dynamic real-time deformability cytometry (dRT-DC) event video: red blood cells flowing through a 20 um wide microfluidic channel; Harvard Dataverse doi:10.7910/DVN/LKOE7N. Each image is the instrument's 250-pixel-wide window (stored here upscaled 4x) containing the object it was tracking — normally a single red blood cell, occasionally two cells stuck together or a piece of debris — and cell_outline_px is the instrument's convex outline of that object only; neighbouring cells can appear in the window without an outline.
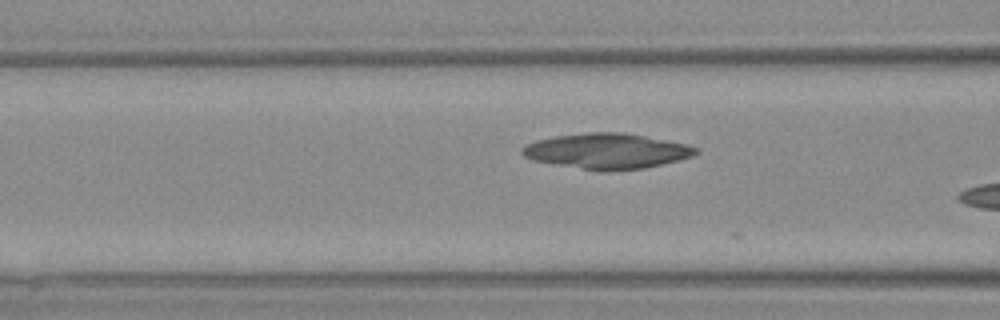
{"species": "Egyptian fruit bat (a non-hibernating species)", "species_latin": "Rousettus aegyptiacus", "temperature_condition": "warm", "stored_images_in_passage": 6, "segment_of_instrument_passage": [2, 2], "camera_frame_rate_fps": 3000, "um_per_image_px": 0.085, "animal": {"sex": "female"}, "frame": {"image": 1, "passage_image": 6, "time_ms": 6.667, "image_size_px": [1000, 320], "cell_outline_px": [[700, 152], [692, 156], [644, 168], [584, 168], [536, 160], [524, 156], [520, 152], [520, 148], [536, 140], [556, 136], [584, 132], [624, 132], [688, 144], [700, 148]], "centroid_in_image_um": [51.63, 12.78], "position_along_channel_um": 115.0, "area_um2": 34.62}}